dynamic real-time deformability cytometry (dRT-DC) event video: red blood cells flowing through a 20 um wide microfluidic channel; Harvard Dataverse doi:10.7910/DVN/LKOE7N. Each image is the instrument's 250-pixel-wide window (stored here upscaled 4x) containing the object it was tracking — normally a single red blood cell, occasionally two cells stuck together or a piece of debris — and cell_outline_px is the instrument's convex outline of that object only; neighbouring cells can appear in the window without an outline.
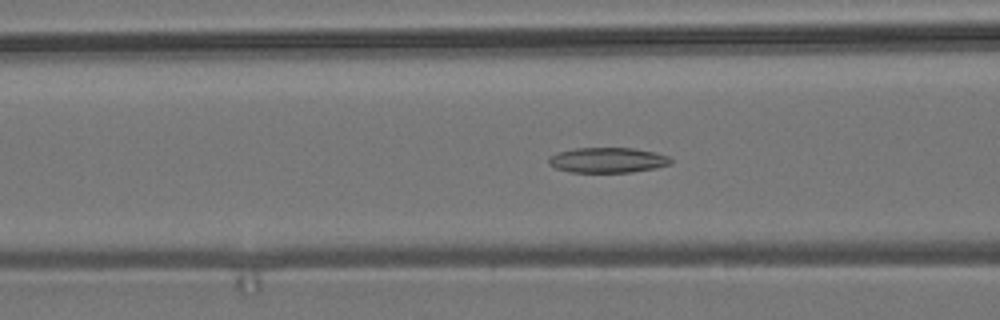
{"species": "common noctule bat (a hibernating species)", "species_latin": "Nyctalus noctula", "temperature_condition": "room temperature", "stored_images_in_passage": 56, "camera_frame_rate_fps": 3000, "um_per_image_px": 0.085, "animal": {"sex": "male", "body_mass_g": 19.2, "forearm_length_mm": 51.8}, "frame": {"image": 1, "passage_image": 22, "time_ms": 7.0, "image_size_px": [1000, 320], "cell_outline_px": [[672, 164], [656, 168], [632, 172], [572, 172], [556, 168], [548, 164], [548, 156], [556, 152], [576, 148], [632, 148], [656, 152], [668, 156], [672, 160]], "centroid_in_image_um": [51.64, 13.61], "position_along_channel_um": 115.0, "area_um2": 18.09}}
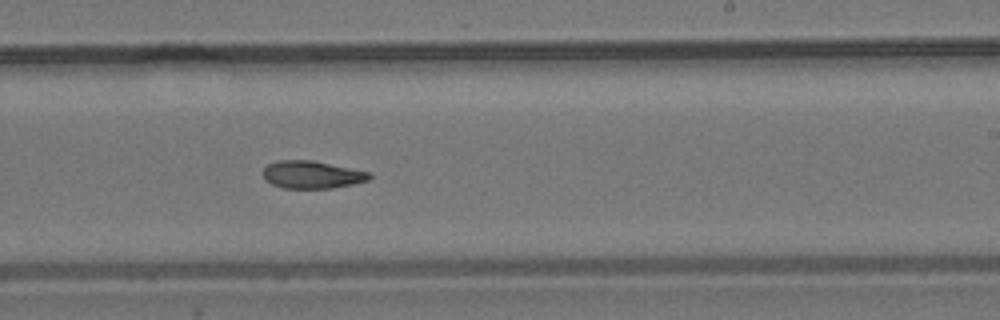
{"frame": {"image": 2, "passage_image": 34, "time_ms": 11.0, "image_size_px": [1000, 320], "cell_outline_px": [[372, 176], [368, 180], [352, 184], [332, 188], [284, 188], [272, 184], [264, 180], [264, 168], [268, 164], [276, 160], [312, 160], [368, 172]], "centroid_in_image_um": [26.48, 14.84], "position_along_channel_um": 262.5, "area_um2": 16.94}}
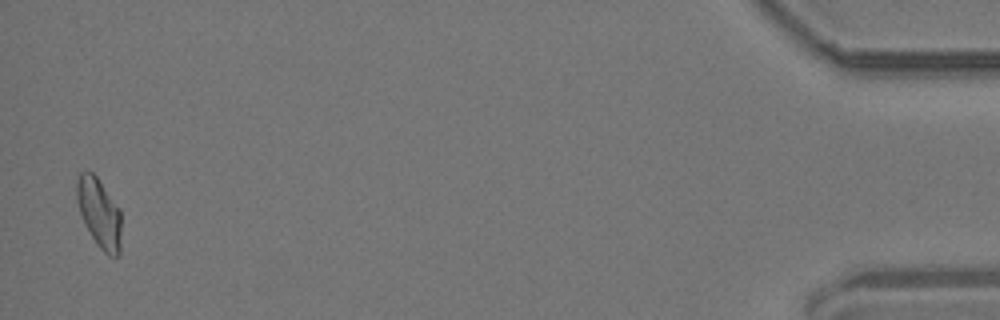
{"frame": {"image": 3, "passage_image": 55, "time_ms": 18.0, "image_size_px": [1000, 320], "cell_outline_px": [[120, 256], [108, 256], [96, 244], [80, 212], [76, 200], [76, 180], [80, 172], [92, 172], [96, 176], [120, 208]], "centroid_in_image_um": [8.44, 18.1], "position_along_channel_um": 426.8, "area_um2": 17.86}, "authors_computed_cell_mechanics": {"area_um2": 17.9469, "velocity_mm_per_s": 3.687, "shape_relaxation_time_tau1_ms": null, "shape_relaxation_time_tau2_ms": 3.8687, "deformation_change_tau1": null, "deformation_change_tau2": 0.0951}}